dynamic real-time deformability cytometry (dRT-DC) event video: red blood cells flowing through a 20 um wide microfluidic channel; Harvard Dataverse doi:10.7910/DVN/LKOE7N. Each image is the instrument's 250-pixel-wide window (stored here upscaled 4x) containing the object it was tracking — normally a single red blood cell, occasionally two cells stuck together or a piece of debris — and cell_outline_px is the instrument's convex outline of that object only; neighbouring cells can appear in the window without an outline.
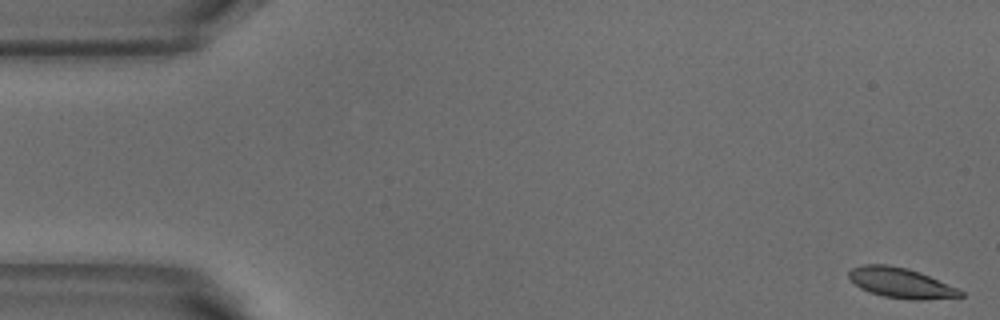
{"species": "common noctule bat (a hibernating species)", "species_latin": "Nyctalus noctula", "temperature_condition": "warm", "stored_images_in_passage": 11, "camera_frame_rate_fps": 3000, "um_per_image_px": 0.085, "animal": {"sex": "male", "body_mass_g": 18.8}, "frame": {"image": 1, "passage_image": 1, "time_ms": 0.0, "image_size_px": [1000, 320], "cell_outline_px": [[964, 296], [924, 300], [908, 300], [884, 296], [868, 292], [860, 288], [848, 276], [848, 272], [852, 268], [864, 264], [888, 264], [908, 268], [920, 272], [956, 288], [964, 292]], "centroid_in_image_um": [76.56, 24.05], "position_along_channel_um": 8.4, "area_um2": 19.59}}